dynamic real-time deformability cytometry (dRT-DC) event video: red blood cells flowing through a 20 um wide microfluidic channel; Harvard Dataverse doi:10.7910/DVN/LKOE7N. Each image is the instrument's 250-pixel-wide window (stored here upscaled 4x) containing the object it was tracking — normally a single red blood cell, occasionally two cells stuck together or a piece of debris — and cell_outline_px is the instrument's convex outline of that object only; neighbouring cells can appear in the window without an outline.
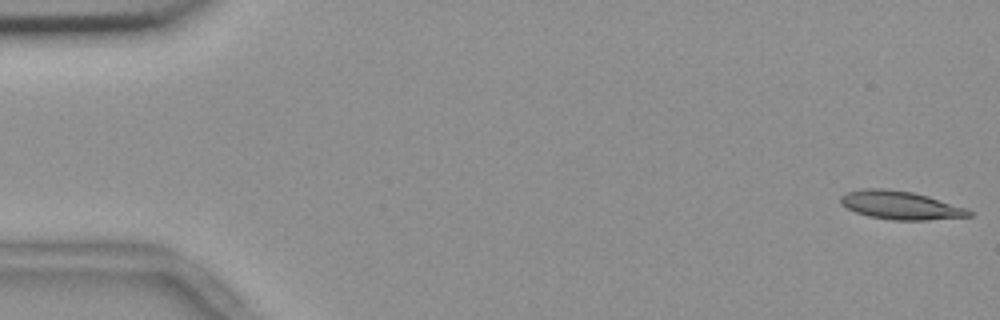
{"species": "common noctule bat (a hibernating species)", "species_latin": "Nyctalus noctula", "temperature_condition": "room temperature", "stored_images_in_passage": 17, "camera_frame_rate_fps": 3000, "um_per_image_px": 0.085, "animal": {"sex": "female", "body_mass_g": 18.4}, "frame": {"image": 1, "passage_image": 1, "time_ms": 0.0, "image_size_px": [1000, 320], "cell_outline_px": [[972, 216], [924, 220], [892, 220], [868, 216], [856, 212], [840, 204], [840, 196], [848, 192], [864, 188], [884, 188], [912, 192], [928, 196], [964, 208], [972, 212]], "centroid_in_image_um": [76.49, 17.44], "position_along_channel_um": 8.5, "area_um2": 20.98}}
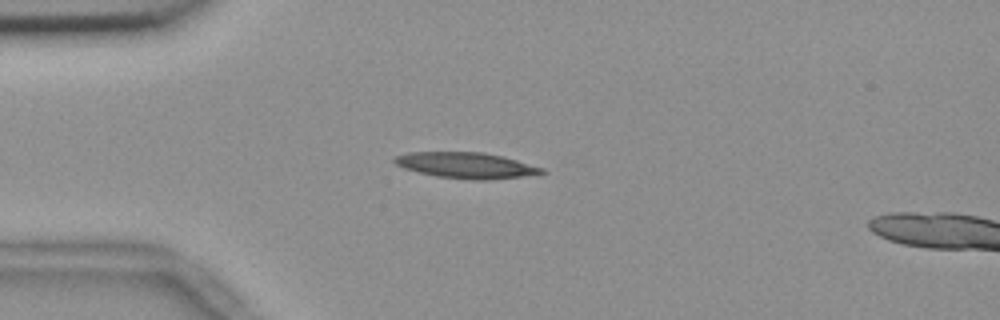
{"frame": {"image": 2, "passage_image": 14, "time_ms": 4.333, "image_size_px": [1000, 320], "cell_outline_px": [[544, 172], [524, 176], [488, 180], [476, 180], [436, 176], [404, 168], [396, 164], [392, 160], [396, 156], [408, 152], [484, 152], [516, 160], [544, 168]], "centroid_in_image_um": [39.6, 14.05], "position_along_channel_um": 45.4, "area_um2": 21.91}}